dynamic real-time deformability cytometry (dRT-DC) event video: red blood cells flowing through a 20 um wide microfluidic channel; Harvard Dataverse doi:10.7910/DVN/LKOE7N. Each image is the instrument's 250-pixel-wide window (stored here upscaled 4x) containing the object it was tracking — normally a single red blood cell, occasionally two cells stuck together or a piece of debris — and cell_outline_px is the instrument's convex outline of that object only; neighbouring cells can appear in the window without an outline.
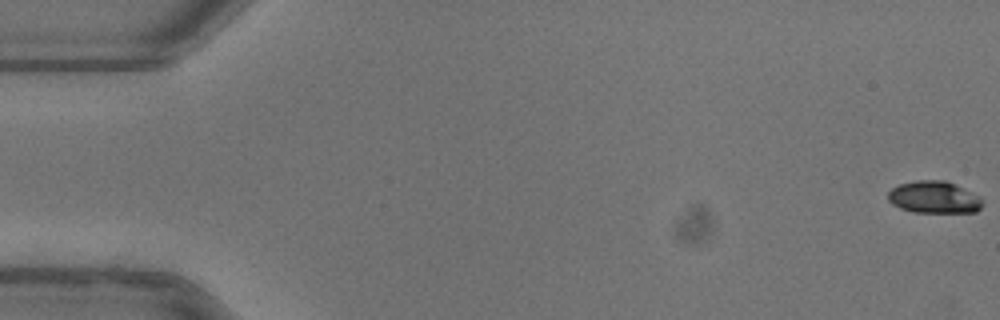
{"species": "common noctule bat (a hibernating species)", "species_latin": "Nyctalus noctula", "temperature_condition": "warm", "stored_images_in_passage": 54, "camera_frame_rate_fps": 3000, "um_per_image_px": 0.085, "animal": {"sex": "female"}, "frame": {"image": 1, "passage_image": 1, "time_ms": 0.0, "image_size_px": [1000, 320], "cell_outline_px": [[984, 204], [976, 212], [912, 212], [900, 208], [892, 204], [888, 200], [888, 192], [892, 188], [900, 184], [916, 180], [944, 180], [972, 192], [980, 196], [984, 200]], "centroid_in_image_um": [79.41, 16.77], "position_along_channel_um": 5.6, "area_um2": 17.74}}
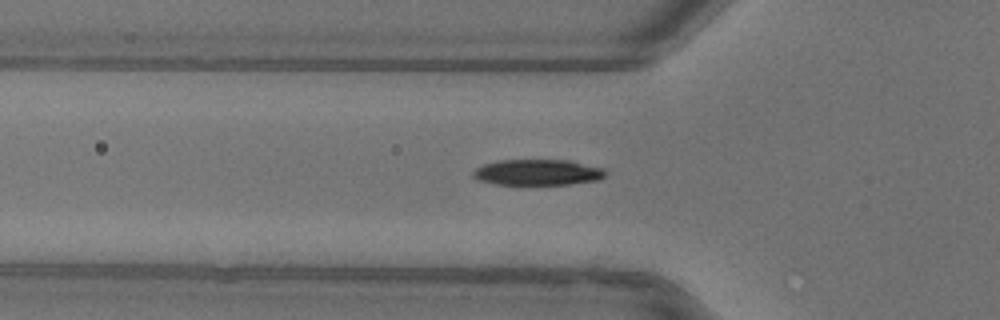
{"frame": {"image": 2, "passage_image": 19, "time_ms": 6.0, "image_size_px": [1000, 320], "cell_outline_px": [[604, 176], [596, 180], [568, 184], [496, 184], [476, 180], [472, 176], [472, 172], [476, 168], [484, 164], [500, 160], [568, 160], [604, 168]], "centroid_in_image_um": [45.64, 14.64], "position_along_channel_um": 80.2, "area_um2": 19.77}}
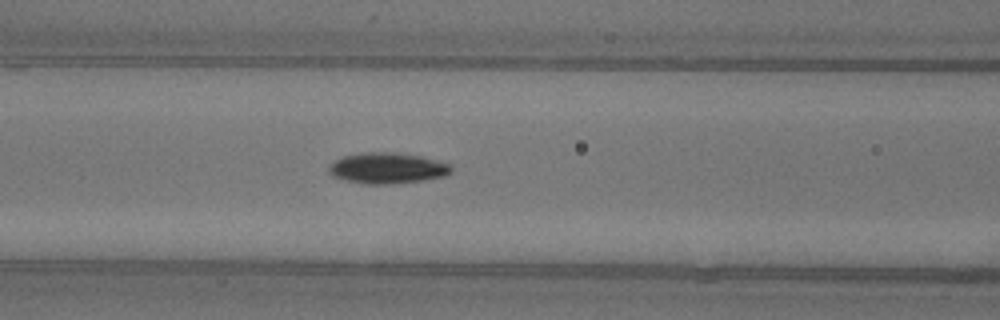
{"frame": {"image": 3, "passage_image": 23, "time_ms": 7.333, "image_size_px": [1000, 320], "cell_outline_px": [[452, 172], [444, 176], [424, 180], [384, 184], [368, 184], [348, 180], [332, 176], [328, 172], [328, 168], [336, 160], [344, 156], [360, 152], [400, 152], [420, 156], [452, 164]], "centroid_in_image_um": [32.95, 14.27], "position_along_channel_um": 133.6, "area_um2": 21.96}, "authors_computed_cell_mechanics": {"area_um2": 19.4208, "velocity_mm_per_s": 3.9445, "shape_relaxation_time_tau1_ms": 3.0092, "shape_relaxation_time_tau2_ms": null, "deformation_change_tau1": 0.1478, "deformation_change_tau2": null}}